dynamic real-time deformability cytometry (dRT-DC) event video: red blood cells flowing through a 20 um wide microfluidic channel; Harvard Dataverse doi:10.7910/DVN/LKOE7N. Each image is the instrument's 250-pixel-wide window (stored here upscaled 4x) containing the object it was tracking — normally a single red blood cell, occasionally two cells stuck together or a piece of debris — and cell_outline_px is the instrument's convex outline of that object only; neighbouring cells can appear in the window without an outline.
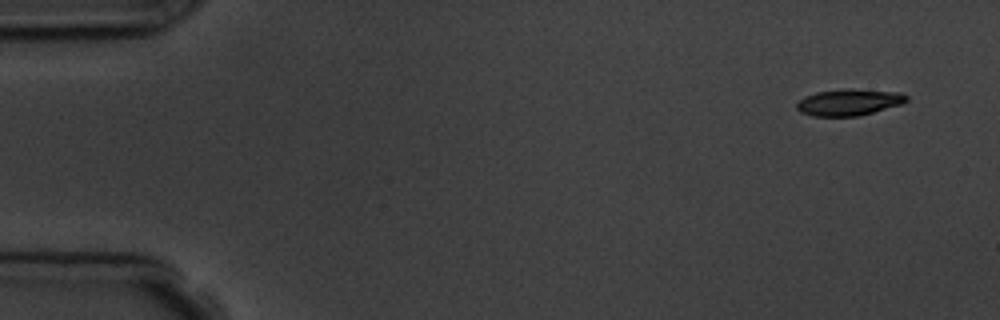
{"species": "common noctule bat (a hibernating species)", "species_latin": "Nyctalus noctula", "temperature_condition": "room temperature", "stored_images_in_passage": 7, "camera_frame_rate_fps": 3000, "um_per_image_px": 0.085, "animal": {"sex": "male", "body_mass_g": 19.5, "forearm_length_mm": 54.6}, "frame": {"image": 1, "passage_image": 1, "time_ms": 0.0, "image_size_px": [1000, 320], "cell_outline_px": [[908, 100], [900, 104], [860, 116], [812, 116], [800, 112], [796, 108], [796, 104], [804, 96], [816, 92], [852, 88], [900, 92], [908, 96]], "centroid_in_image_um": [72.15, 8.69], "position_along_channel_um": 12.8, "area_um2": 16.99}}
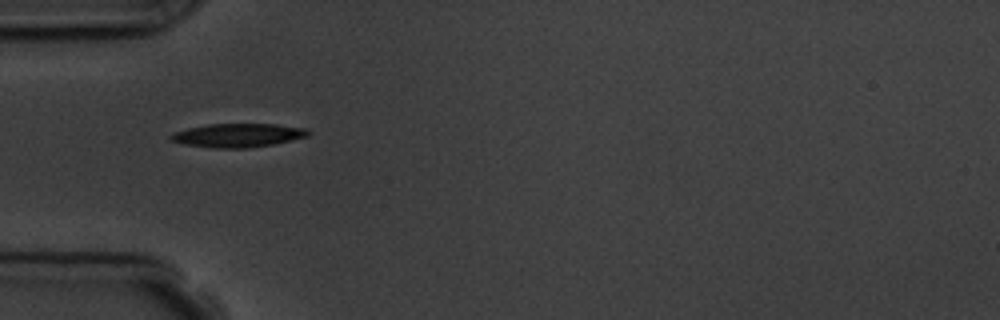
{"frame": {"image": 2, "passage_image": 5, "time_ms": 4.667, "image_size_px": [1000, 320], "cell_outline_px": [[312, 132], [308, 136], [272, 144], [248, 148], [212, 148], [184, 144], [168, 140], [168, 136], [172, 132], [188, 128], [208, 124], [276, 124], [308, 128]], "centroid_in_image_um": [20.19, 11.5], "position_along_channel_um": 64.8, "area_um2": 19.13}}